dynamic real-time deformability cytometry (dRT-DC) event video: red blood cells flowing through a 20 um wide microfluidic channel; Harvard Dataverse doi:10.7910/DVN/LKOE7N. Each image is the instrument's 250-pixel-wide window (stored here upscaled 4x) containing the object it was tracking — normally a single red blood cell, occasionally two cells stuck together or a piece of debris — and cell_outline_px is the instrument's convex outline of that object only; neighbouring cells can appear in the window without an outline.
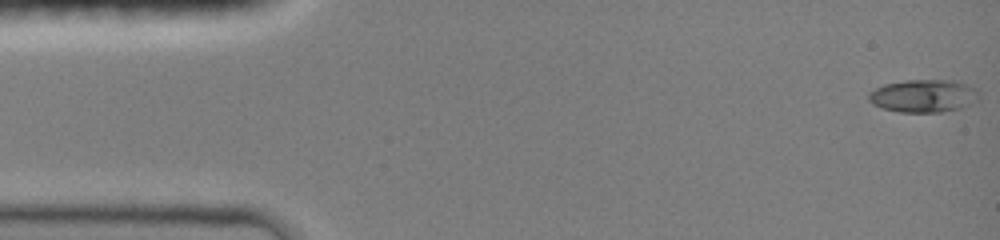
{"species": "common noctule bat (a hibernating species)", "species_latin": "Nyctalus noctula", "temperature_condition": "room temperature", "stored_images_in_passage": 10, "camera_frame_rate_fps": 3000, "um_per_image_px": 0.085, "animal": {"sex": "female", "body_mass_g": 19.0, "forearm_length_mm": 51.5}, "frame": {"image": 1, "passage_image": 1, "time_ms": 0.0, "image_size_px": [1000, 240], "cell_outline_px": [[980, 100], [960, 108], [940, 112], [900, 112], [884, 108], [872, 104], [868, 100], [868, 92], [884, 84], [904, 80], [952, 80], [976, 88]], "centroid_in_image_um": [78.49, 8.15], "position_along_channel_um": 6.5, "area_um2": 21.1}}